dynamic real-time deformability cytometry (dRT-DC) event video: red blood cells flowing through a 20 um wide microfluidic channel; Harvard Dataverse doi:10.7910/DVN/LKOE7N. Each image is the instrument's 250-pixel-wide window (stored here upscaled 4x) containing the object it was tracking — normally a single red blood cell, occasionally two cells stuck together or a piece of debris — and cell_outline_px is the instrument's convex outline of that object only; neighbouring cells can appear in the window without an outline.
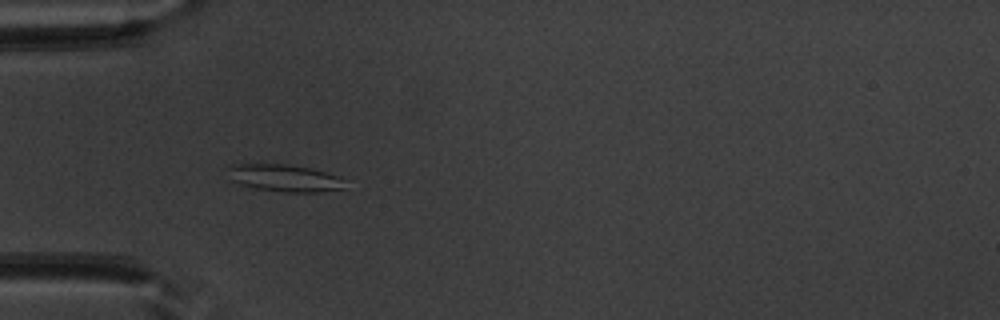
{"species": "common noctule bat (a hibernating species)", "species_latin": "Nyctalus noctula", "temperature_condition": "warm", "stored_images_in_passage": 4, "camera_frame_rate_fps": 3000, "um_per_image_px": 0.085, "animal": {"sex": "male", "body_mass_g": 20.1, "forearm_length_mm": 53.5}, "frame": {"image": 1, "passage_image": 1, "time_ms": 0.0, "image_size_px": [1000, 320], "cell_outline_px": [[344, 188], [316, 192], [284, 192], [252, 188], [228, 180], [228, 164], [284, 164], [312, 168], [336, 176], [344, 180]], "centroid_in_image_um": [24.09, 15.13], "position_along_channel_um": 60.9, "area_um2": 18.61}}